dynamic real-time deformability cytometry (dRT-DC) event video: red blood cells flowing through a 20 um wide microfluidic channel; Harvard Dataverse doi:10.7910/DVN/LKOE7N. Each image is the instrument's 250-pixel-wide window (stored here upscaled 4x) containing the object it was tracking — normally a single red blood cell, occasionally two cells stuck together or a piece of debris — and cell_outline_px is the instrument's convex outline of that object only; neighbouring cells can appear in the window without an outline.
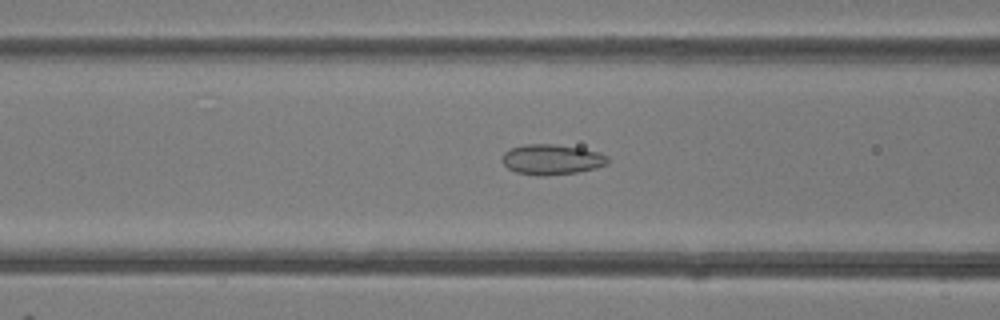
{"species": "common noctule bat (a hibernating species)", "species_latin": "Nyctalus noctula", "temperature_condition": "room temperature", "stored_images_in_passage": 48, "camera_frame_rate_fps": 3000, "um_per_image_px": 0.085, "animal": {"sex": "female"}, "frame": {"image": 1, "passage_image": 19, "time_ms": 6.0, "image_size_px": [1000, 320], "cell_outline_px": [[608, 164], [596, 168], [576, 172], [544, 176], [536, 176], [516, 172], [508, 168], [500, 160], [504, 152], [512, 148], [524, 144], [556, 144], [580, 148], [600, 152], [608, 156]], "centroid_in_image_um": [46.89, 13.56], "position_along_channel_um": 119.7, "area_um2": 18.79}}
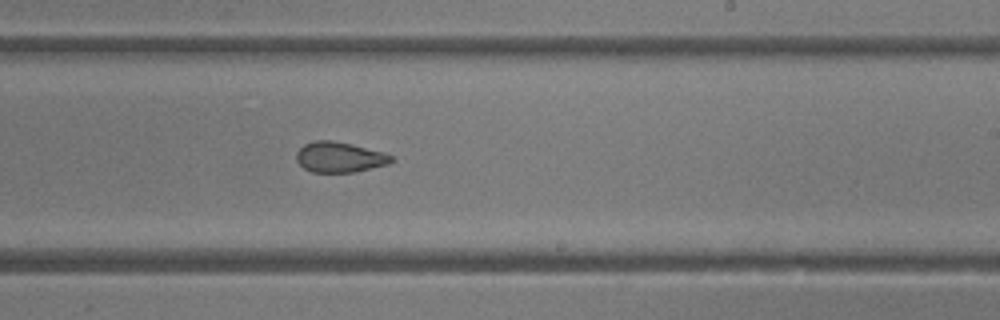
{"frame": {"image": 2, "passage_image": 29, "time_ms": 9.333, "image_size_px": [1000, 320], "cell_outline_px": [[396, 160], [388, 164], [356, 172], [312, 172], [304, 168], [296, 160], [296, 152], [304, 144], [312, 140], [332, 140], [352, 144], [384, 152], [392, 156]], "centroid_in_image_um": [28.87, 13.35], "position_along_channel_um": 260.1, "area_um2": 16.99}}
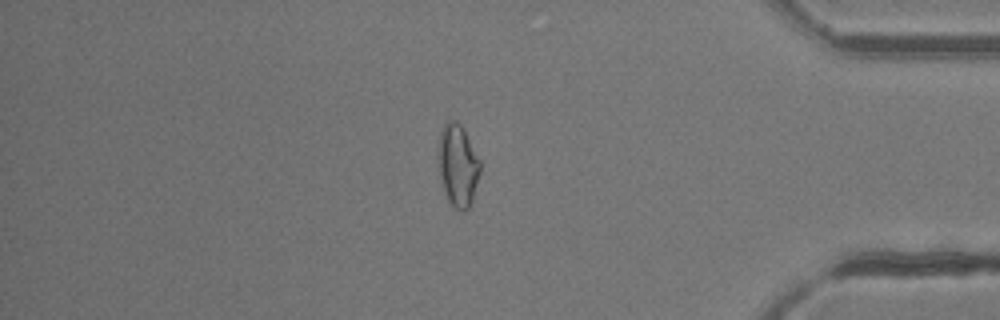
{"frame": {"image": 3, "passage_image": 41, "time_ms": 13.333, "image_size_px": [1000, 320], "cell_outline_px": [[480, 172], [472, 200], [468, 208], [464, 212], [456, 208], [448, 200], [444, 192], [440, 176], [440, 132], [444, 124], [448, 120], [456, 120], [460, 124], [480, 160]], "centroid_in_image_um": [38.93, 14.07], "position_along_channel_um": 396.3, "area_um2": 19.42}, "authors_computed_cell_mechanics": {"area_um2": 19.5075, "velocity_mm_per_s": 4.2198, "shape_relaxation_time_tau1_ms": null, "shape_relaxation_time_tau2_ms": 1.3077, "deformation_change_tau1": null, "deformation_change_tau2": 0.0758}}